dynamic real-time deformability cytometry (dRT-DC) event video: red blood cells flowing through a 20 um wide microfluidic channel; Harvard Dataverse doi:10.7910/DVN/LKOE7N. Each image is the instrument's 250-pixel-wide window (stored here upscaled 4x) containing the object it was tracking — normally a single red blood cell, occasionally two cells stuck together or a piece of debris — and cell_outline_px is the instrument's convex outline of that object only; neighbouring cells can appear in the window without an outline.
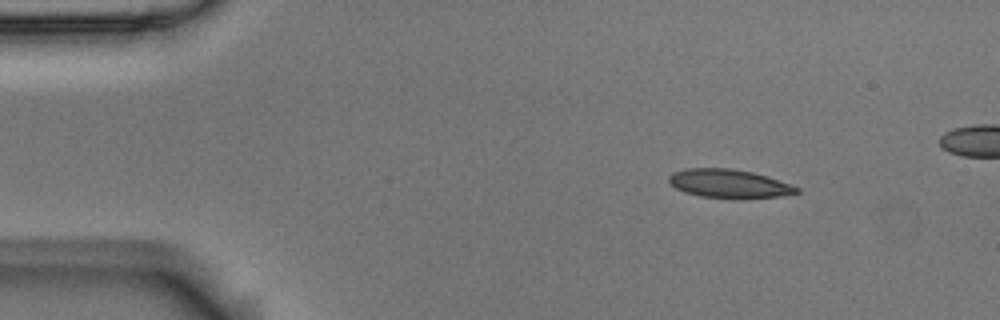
{"species": "Egyptian fruit bat (a non-hibernating species)", "species_latin": "Rousettus aegyptiacus", "temperature_condition": "room temperature", "stored_images_in_passage": 5, "camera_frame_rate_fps": 3000, "um_per_image_px": 0.085, "animal": {"sex": "male"}, "frame": {"image": 1, "passage_image": 2, "time_ms": 0.333, "image_size_px": [1000, 320], "cell_outline_px": [[800, 192], [780, 196], [700, 196], [684, 192], [676, 188], [668, 180], [668, 176], [672, 172], [684, 168], [732, 168], [752, 172], [768, 176], [800, 188]], "centroid_in_image_um": [61.92, 15.56], "position_along_channel_um": 23.1, "area_um2": 20.58}}